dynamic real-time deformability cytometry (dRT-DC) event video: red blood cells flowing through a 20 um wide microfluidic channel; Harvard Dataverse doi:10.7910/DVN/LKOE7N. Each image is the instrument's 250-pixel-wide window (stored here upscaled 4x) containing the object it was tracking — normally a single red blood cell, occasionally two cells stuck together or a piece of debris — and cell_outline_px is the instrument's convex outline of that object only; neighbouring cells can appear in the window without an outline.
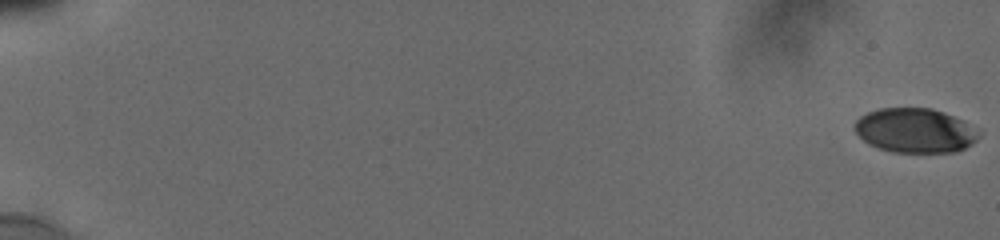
{"species": "human", "species_latin": "Homo sapiens", "temperature_condition": "cold", "stored_images_in_passage": 57, "camera_frame_rate_fps": 3000, "um_per_image_px": 0.085, "donor": {"sex": "male"}, "frame": {"image": 1, "passage_image": 1, "time_ms": 0.0, "image_size_px": [1000, 240], "cell_outline_px": [[984, 132], [972, 144], [956, 152], [892, 152], [880, 148], [864, 140], [856, 132], [856, 120], [860, 116], [868, 112], [880, 108], [932, 108], [944, 112]], "centroid_in_image_um": [77.83, 11.09], "position_along_channel_um": 7.2, "area_um2": 31.96}}
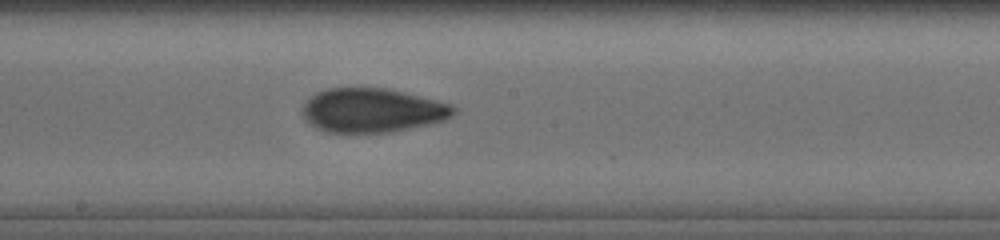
{"frame": {"image": 2, "passage_image": 34, "time_ms": 11.0, "image_size_px": [1000, 240], "cell_outline_px": [[456, 112], [452, 116], [444, 120], [428, 124], [392, 132], [328, 132], [316, 128], [304, 120], [304, 104], [316, 92], [328, 88], [384, 88], [404, 92], [452, 104], [456, 108]], "centroid_in_image_um": [31.66, 9.38], "position_along_channel_um": 216.5, "area_um2": 38.61}}
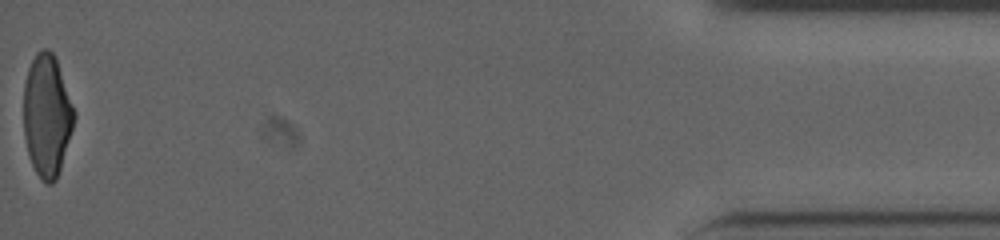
{"frame": {"image": 3, "passage_image": 57, "time_ms": 18.667, "image_size_px": [1000, 240], "cell_outline_px": [[76, 116], [60, 168], [56, 180], [52, 184], [48, 184], [40, 180], [32, 164], [28, 152], [24, 136], [24, 84], [28, 68], [36, 52], [40, 48], [48, 48], [56, 56], [76, 112]], "centroid_in_image_um": [4.0, 9.77], "position_along_channel_um": 431.2, "area_um2": 36.18}, "authors_computed_cell_mechanics": {"area_um2": 36.8186, "velocity_mm_per_s": 3.871, "shape_relaxation_time_tau1_ms": 7.941, "shape_relaxation_time_tau2_ms": 1.4265, "deformation_change_tau1": 0.2167, "deformation_change_tau2": 0.0764}}